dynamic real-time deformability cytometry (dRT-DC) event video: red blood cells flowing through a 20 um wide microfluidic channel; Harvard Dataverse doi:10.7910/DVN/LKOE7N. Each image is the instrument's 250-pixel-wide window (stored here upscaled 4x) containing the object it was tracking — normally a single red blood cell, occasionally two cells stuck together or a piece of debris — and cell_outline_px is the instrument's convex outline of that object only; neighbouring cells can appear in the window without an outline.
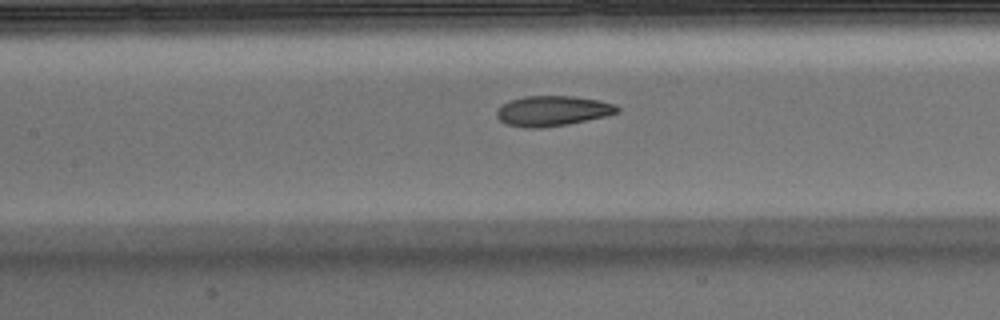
{"species": "Egyptian fruit bat (a non-hibernating species)", "species_latin": "Rousettus aegyptiacus", "temperature_condition": "warm", "stored_images_in_passage": 34, "camera_frame_rate_fps": 3000, "um_per_image_px": 0.085, "animal": {"sex": "male"}, "frame": {"image": 1, "passage_image": 8, "time_ms": 2.333, "image_size_px": [1000, 320], "cell_outline_px": [[620, 112], [604, 116], [568, 124], [540, 128], [524, 128], [508, 124], [500, 120], [496, 116], [496, 112], [504, 104], [512, 100], [524, 96], [572, 96], [600, 100], [616, 104], [620, 108]], "centroid_in_image_um": [47.0, 9.42], "position_along_channel_um": 160.4, "area_um2": 21.1}}
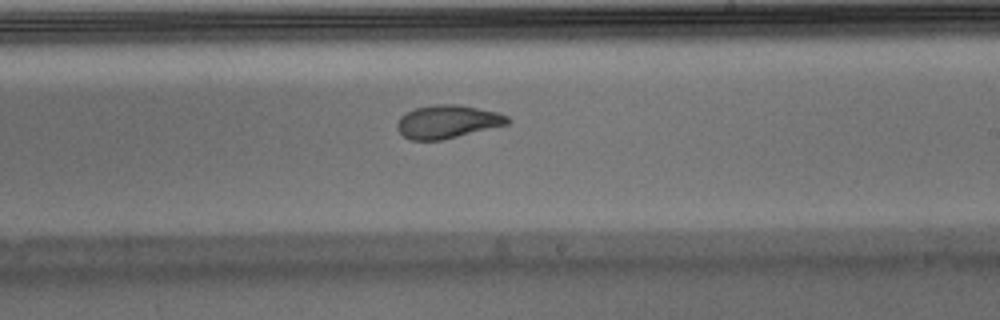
{"frame": {"image": 2, "passage_image": 15, "time_ms": 4.667, "image_size_px": [1000, 320], "cell_outline_px": [[512, 120], [508, 124], [440, 140], [412, 140], [404, 136], [396, 128], [396, 124], [400, 116], [416, 108], [436, 104], [460, 104], [496, 112], [508, 116]], "centroid_in_image_um": [38.03, 10.33], "position_along_channel_um": 251.0, "area_um2": 21.15}}
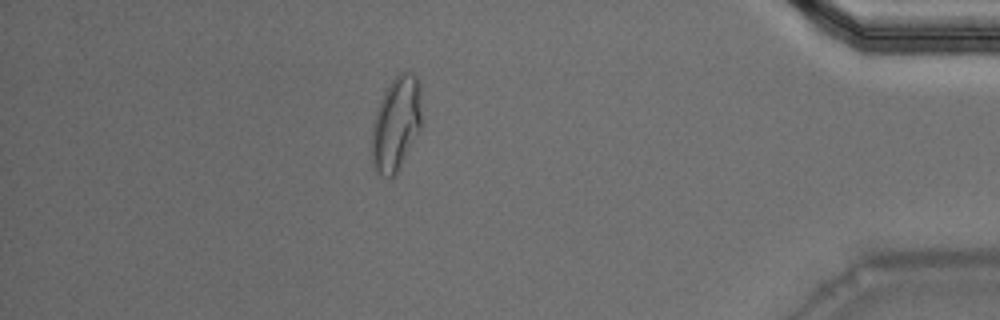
{"frame": {"image": 3, "passage_image": 30, "time_ms": 9.667, "image_size_px": [1000, 320], "cell_outline_px": [[424, 120], [396, 176], [380, 176], [372, 164], [372, 124], [376, 108], [388, 84], [400, 72], [412, 72], [416, 76], [420, 84]], "centroid_in_image_um": [33.7, 10.49], "position_along_channel_um": 401.5, "area_um2": 28.03}, "authors_computed_cell_mechanics": {"area_um2": 21.675, "velocity_mm_per_s": 3.8949, "shape_relaxation_time_tau1_ms": 6.7753, "shape_relaxation_time_tau2_ms": 1.2164, "deformation_change_tau1": 0.2176, "deformation_change_tau2": 0.0657}}